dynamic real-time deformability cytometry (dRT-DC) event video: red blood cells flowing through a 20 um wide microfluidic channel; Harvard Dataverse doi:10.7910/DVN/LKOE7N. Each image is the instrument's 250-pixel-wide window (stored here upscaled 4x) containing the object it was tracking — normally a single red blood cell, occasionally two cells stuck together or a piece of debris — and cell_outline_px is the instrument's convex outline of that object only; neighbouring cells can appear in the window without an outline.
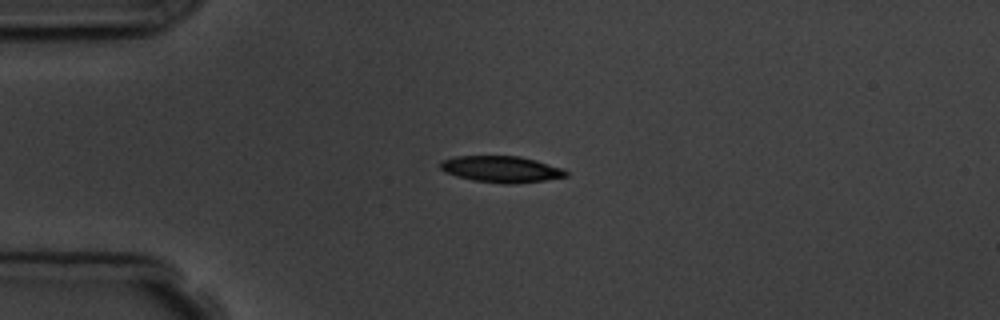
{"species": "common noctule bat (a hibernating species)", "species_latin": "Nyctalus noctula", "temperature_condition": "room temperature", "stored_images_in_passage": 4, "camera_frame_rate_fps": 3000, "um_per_image_px": 0.085, "animal": {"sex": "male", "body_mass_g": 19.5, "forearm_length_mm": 54.6}, "frame": {"image": 1, "passage_image": 3, "time_ms": 2.333, "image_size_px": [1000, 320], "cell_outline_px": [[568, 176], [544, 180], [512, 184], [504, 184], [472, 180], [456, 176], [444, 172], [440, 168], [440, 160], [456, 156], [520, 156], [536, 160], [564, 168], [568, 172]], "centroid_in_image_um": [42.6, 14.38], "position_along_channel_um": 42.4, "area_um2": 19.48}}